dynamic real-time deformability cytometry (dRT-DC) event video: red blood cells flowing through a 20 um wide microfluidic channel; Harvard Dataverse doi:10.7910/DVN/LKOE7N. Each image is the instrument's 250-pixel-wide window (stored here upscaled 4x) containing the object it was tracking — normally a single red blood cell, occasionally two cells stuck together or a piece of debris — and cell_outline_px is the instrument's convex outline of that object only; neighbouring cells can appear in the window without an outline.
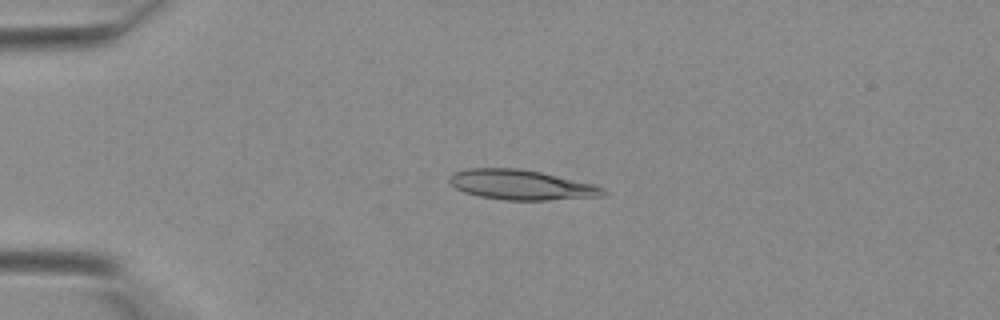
{"species": "Egyptian fruit bat (a non-hibernating species)", "species_latin": "Rousettus aegyptiacus", "temperature_condition": "warm", "stored_images_in_passage": 41, "camera_frame_rate_fps": 3000, "um_per_image_px": 0.085, "animal": {"sex": "female"}, "frame": {"image": 1, "passage_image": 10, "time_ms": 3.0, "image_size_px": [1000, 320], "cell_outline_px": [[608, 192], [604, 196], [548, 200], [504, 200], [480, 196], [464, 192], [456, 188], [448, 180], [448, 176], [452, 172], [468, 168], [516, 168], [540, 172], [596, 184], [604, 188]], "centroid_in_image_um": [44.32, 15.71], "position_along_channel_um": 40.7, "area_um2": 26.99}}
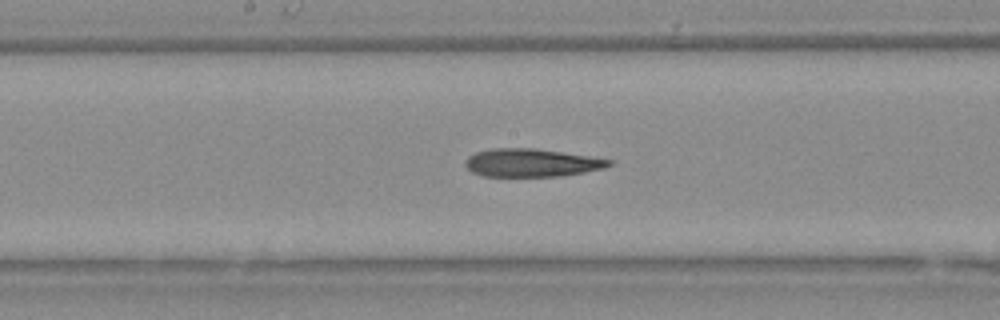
{"frame": {"image": 2, "passage_image": 22, "time_ms": 7.0, "image_size_px": [1000, 320], "cell_outline_px": [[612, 164], [604, 168], [584, 172], [560, 176], [484, 176], [472, 172], [464, 164], [464, 160], [468, 156], [476, 152], [492, 148], [532, 148], [564, 152], [592, 156], [612, 160]], "centroid_in_image_um": [45.17, 13.83], "position_along_channel_um": 203.0, "area_um2": 23.52}}
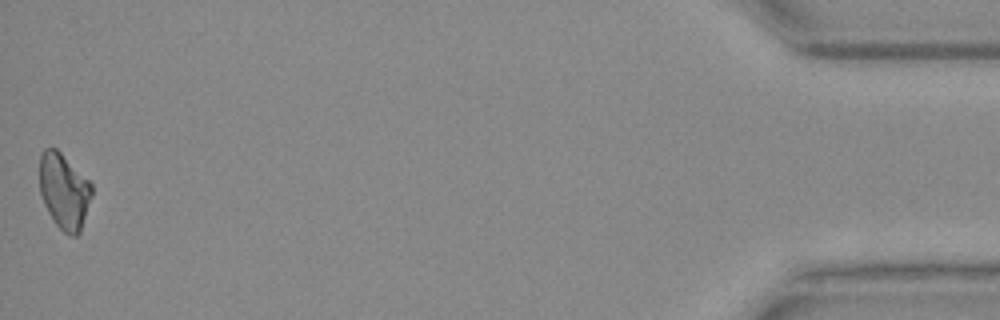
{"frame": {"image": 3, "passage_image": 41, "time_ms": 13.333, "image_size_px": [1000, 320], "cell_outline_px": [[92, 196], [80, 232], [76, 236], [72, 236], [64, 232], [52, 220], [44, 204], [40, 192], [40, 156], [44, 148], [56, 148], [92, 184]], "centroid_in_image_um": [5.44, 16.26], "position_along_channel_um": 429.8, "area_um2": 22.83}}